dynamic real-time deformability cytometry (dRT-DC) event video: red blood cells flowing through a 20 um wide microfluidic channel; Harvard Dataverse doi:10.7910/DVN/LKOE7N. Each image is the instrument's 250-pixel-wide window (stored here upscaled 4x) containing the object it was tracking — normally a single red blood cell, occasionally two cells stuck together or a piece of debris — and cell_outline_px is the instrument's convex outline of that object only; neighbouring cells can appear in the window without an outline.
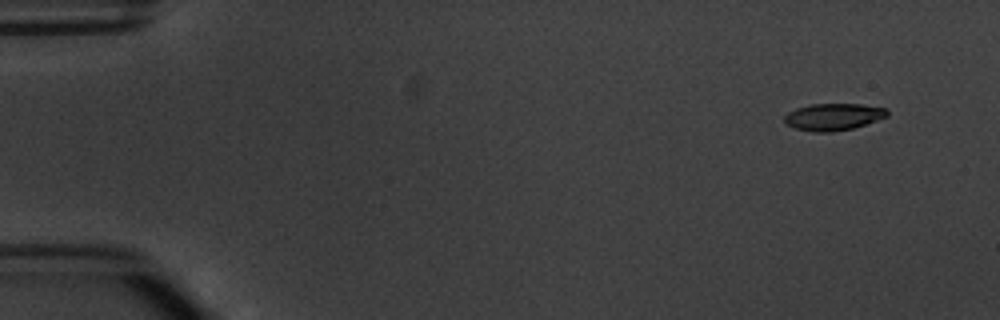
{"species": "common noctule bat (a hibernating species)", "species_latin": "Nyctalus noctula", "temperature_condition": "warm", "stored_images_in_passage": 5, "camera_frame_rate_fps": 3000, "um_per_image_px": 0.085, "animal": {"sex": "male", "body_mass_g": 20.1, "forearm_length_mm": 53.5}, "frame": {"image": 1, "passage_image": 1, "time_ms": 0.0, "image_size_px": [1000, 320], "cell_outline_px": [[888, 116], [852, 128], [832, 132], [816, 132], [796, 128], [788, 124], [784, 120], [784, 116], [788, 112], [796, 108], [812, 104], [860, 104], [888, 108]], "centroid_in_image_um": [70.85, 9.92], "position_along_channel_um": 14.2, "area_um2": 15.95}}
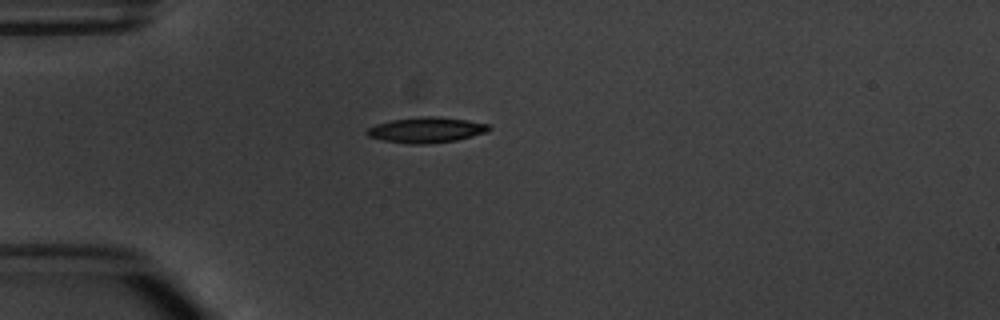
{"frame": {"image": 2, "passage_image": 4, "time_ms": 3.667, "image_size_px": [1000, 320], "cell_outline_px": [[492, 128], [488, 132], [456, 140], [428, 144], [408, 144], [384, 140], [368, 136], [364, 132], [368, 128], [376, 124], [392, 120], [420, 116], [440, 116], [468, 120], [488, 124]], "centroid_in_image_um": [36.25, 11.04], "position_along_channel_um": 48.7, "area_um2": 18.26}}